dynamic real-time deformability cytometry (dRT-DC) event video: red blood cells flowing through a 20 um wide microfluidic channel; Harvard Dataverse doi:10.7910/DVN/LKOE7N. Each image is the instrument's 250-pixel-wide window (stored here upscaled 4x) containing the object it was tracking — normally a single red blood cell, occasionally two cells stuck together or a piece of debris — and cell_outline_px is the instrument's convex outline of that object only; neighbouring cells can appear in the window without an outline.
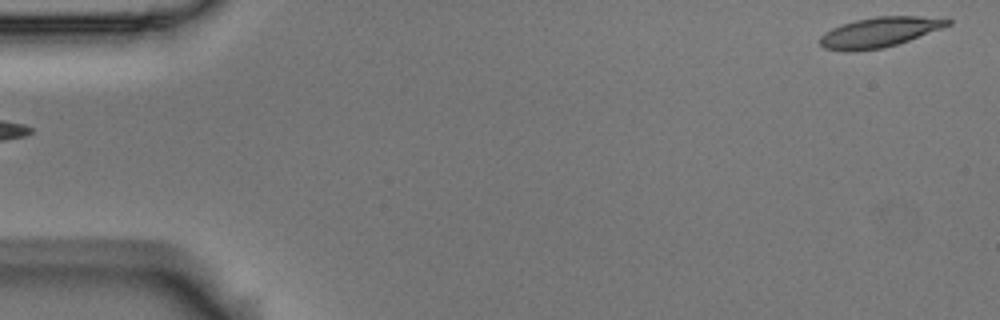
{"species": "Egyptian fruit bat (a non-hibernating species)", "species_latin": "Rousettus aegyptiacus", "temperature_condition": "room temperature", "stored_images_in_passage": 6, "segment_of_instrument_passage": [2, 2], "camera_frame_rate_fps": 3000, "um_per_image_px": 0.085, "animal": {"sex": "male"}, "frame": {"image": 1, "passage_image": 6, "time_ms": 1.667, "image_size_px": [1000, 320], "cell_outline_px": [[952, 24], [908, 40], [884, 48], [856, 52], [844, 52], [824, 48], [820, 44], [820, 36], [824, 32], [832, 28], [856, 20], [880, 16], [920, 16], [952, 20]], "centroid_in_image_um": [74.7, 2.76], "position_along_channel_um": 10.3, "area_um2": 22.2}}